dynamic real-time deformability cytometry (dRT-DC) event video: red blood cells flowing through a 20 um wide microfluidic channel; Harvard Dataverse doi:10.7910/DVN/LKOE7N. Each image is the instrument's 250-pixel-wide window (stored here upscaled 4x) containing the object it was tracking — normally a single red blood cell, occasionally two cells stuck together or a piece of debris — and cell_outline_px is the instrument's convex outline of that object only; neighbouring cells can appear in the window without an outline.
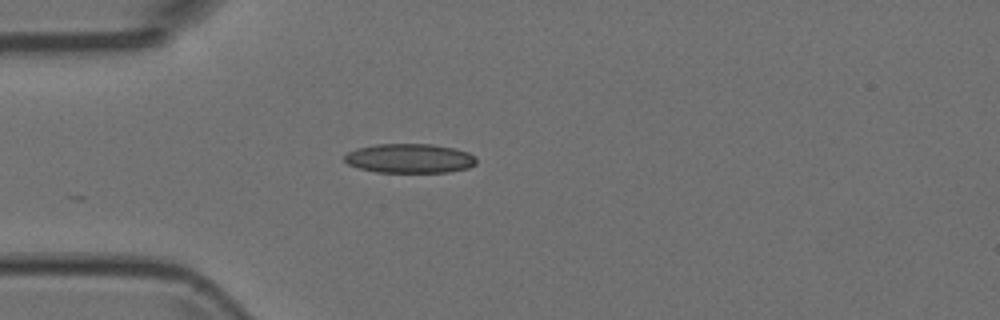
{"species": "Egyptian fruit bat (a non-hibernating species)", "species_latin": "Rousettus aegyptiacus", "temperature_condition": "room temperature", "stored_images_in_passage": 3, "camera_frame_rate_fps": 3000, "um_per_image_px": 0.085, "animal": {"sex": "female"}, "frame": {"image": 1, "passage_image": 2, "time_ms": 0.333, "image_size_px": [1000, 320], "cell_outline_px": [[476, 164], [468, 168], [448, 172], [376, 172], [360, 168], [348, 164], [344, 160], [344, 156], [348, 152], [356, 148], [376, 144], [432, 144], [452, 148], [468, 152], [476, 156]], "centroid_in_image_um": [34.82, 13.46], "position_along_channel_um": 50.2, "area_um2": 22.54}}